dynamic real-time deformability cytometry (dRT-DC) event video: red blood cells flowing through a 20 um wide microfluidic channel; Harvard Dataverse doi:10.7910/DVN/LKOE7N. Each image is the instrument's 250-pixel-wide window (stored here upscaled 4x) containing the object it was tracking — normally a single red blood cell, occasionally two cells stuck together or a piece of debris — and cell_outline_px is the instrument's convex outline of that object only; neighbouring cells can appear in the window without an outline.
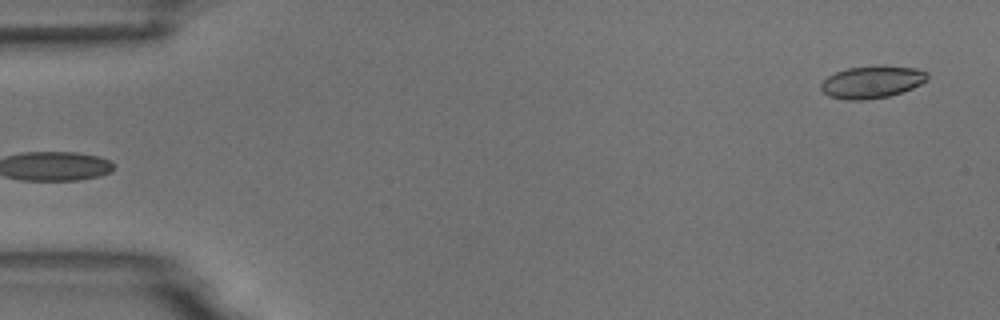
{"species": "common noctule bat (a hibernating species)", "species_latin": "Nyctalus noctula", "temperature_condition": "room temperature", "stored_images_in_passage": 5, "segment_of_instrument_passage": [2, 2], "camera_frame_rate_fps": 3000, "um_per_image_px": 0.085, "animal": {"sex": "male", "body_mass_g": 18.8}, "frame": {"image": 1, "passage_image": 5, "time_ms": 5.333, "image_size_px": [1000, 320], "cell_outline_px": [[928, 80], [912, 88], [888, 96], [864, 100], [848, 100], [828, 96], [820, 88], [820, 84], [828, 76], [836, 72], [848, 68], [880, 64], [916, 68], [928, 72]], "centroid_in_image_um": [74.13, 6.95], "position_along_channel_um": 10.9, "area_um2": 20.23}}